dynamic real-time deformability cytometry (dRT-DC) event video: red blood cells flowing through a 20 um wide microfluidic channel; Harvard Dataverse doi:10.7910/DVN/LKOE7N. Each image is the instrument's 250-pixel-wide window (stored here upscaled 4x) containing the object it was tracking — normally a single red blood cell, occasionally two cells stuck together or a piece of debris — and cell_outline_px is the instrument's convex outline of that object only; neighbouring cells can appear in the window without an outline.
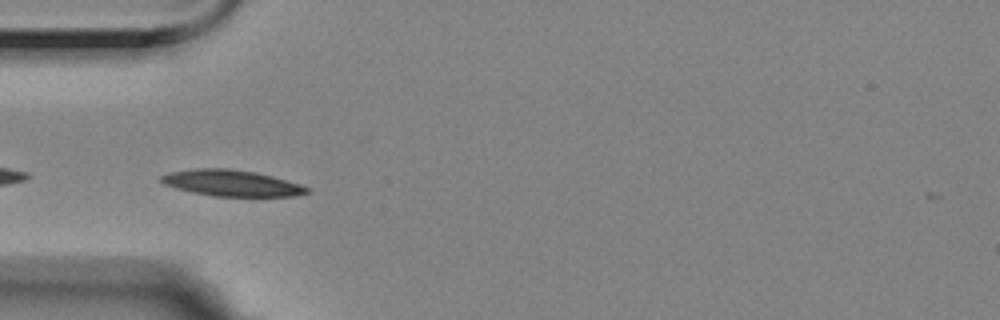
{"species": "Egyptian fruit bat (a non-hibernating species)", "species_latin": "Rousettus aegyptiacus", "temperature_condition": "room temperature", "stored_images_in_passage": 41, "camera_frame_rate_fps": 3000, "um_per_image_px": 0.085, "animal": {"sex": "female"}, "frame": {"image": 1, "passage_image": 2, "time_ms": 0.333, "image_size_px": [1000, 320], "cell_outline_px": [[308, 192], [296, 196], [212, 196], [192, 192], [176, 188], [164, 184], [160, 180], [160, 176], [168, 172], [196, 168], [228, 168], [256, 172], [272, 176], [300, 184], [308, 188]], "centroid_in_image_um": [19.65, 15.55], "position_along_channel_um": 65.4, "area_um2": 22.2}}
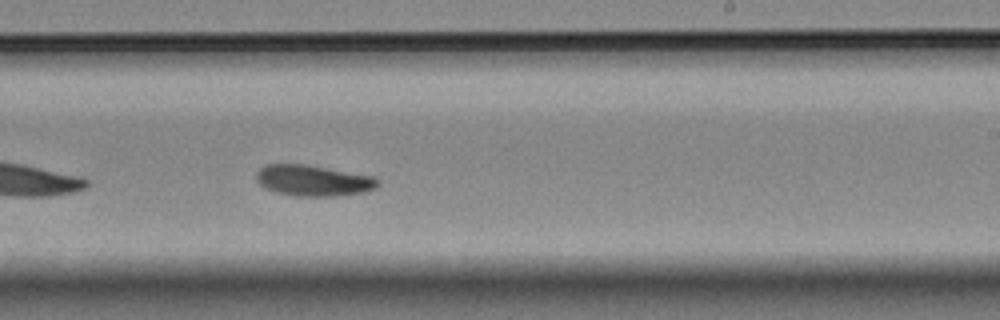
{"frame": {"image": 2, "passage_image": 19, "time_ms": 6.0, "image_size_px": [1000, 320], "cell_outline_px": [[380, 184], [376, 188], [364, 192], [336, 196], [296, 196], [276, 192], [260, 184], [256, 180], [256, 172], [264, 164], [304, 164], [372, 176], [380, 180]], "centroid_in_image_um": [26.63, 15.34], "position_along_channel_um": 262.4, "area_um2": 21.85}}
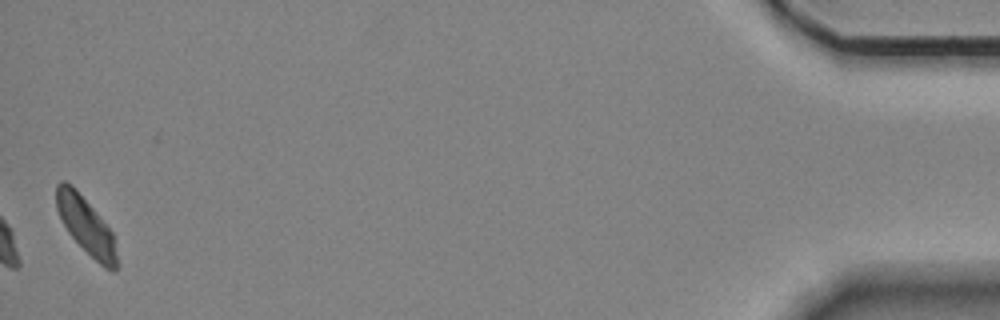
{"frame": {"image": 3, "passage_image": 41, "time_ms": 13.333, "image_size_px": [1000, 320], "cell_outline_px": [[120, 264], [116, 272], [112, 272], [104, 268], [68, 232], [56, 208], [56, 184], [60, 180], [64, 180], [72, 184], [76, 188], [112, 232]], "centroid_in_image_um": [7.34, 19.19], "position_along_channel_um": 427.9, "area_um2": 20.0}, "authors_computed_cell_mechanics": {"area_um2": 21.4438, "velocity_mm_per_s": 3.4828, "shape_relaxation_time_tau1_ms": 3.5141, "shape_relaxation_time_tau2_ms": null, "deformation_change_tau1": 0.1151, "deformation_change_tau2": null}}